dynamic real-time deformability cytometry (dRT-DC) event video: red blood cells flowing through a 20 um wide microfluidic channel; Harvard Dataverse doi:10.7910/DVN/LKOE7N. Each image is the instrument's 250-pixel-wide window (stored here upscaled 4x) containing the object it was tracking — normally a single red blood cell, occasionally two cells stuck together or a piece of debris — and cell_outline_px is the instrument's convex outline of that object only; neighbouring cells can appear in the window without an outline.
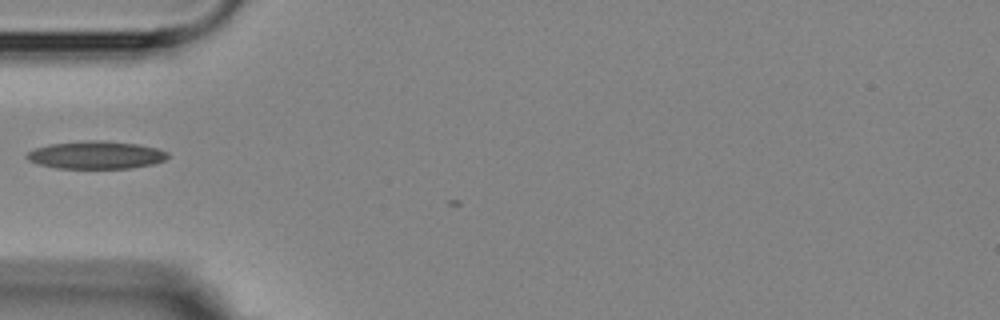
{"species": "Egyptian fruit bat (a non-hibernating species)", "species_latin": "Rousettus aegyptiacus", "temperature_condition": "room temperature", "stored_images_in_passage": 2, "camera_frame_rate_fps": 3000, "um_per_image_px": 0.085, "animal": {"sex": "female"}, "frame": {"image": 1, "passage_image": 1, "time_ms": 0.0, "image_size_px": [1000, 320], "cell_outline_px": [[168, 156], [164, 160], [152, 164], [132, 168], [56, 168], [40, 164], [28, 160], [24, 156], [28, 152], [36, 148], [48, 144], [88, 140], [100, 140], [136, 144], [156, 148], [168, 152]], "centroid_in_image_um": [8.14, 13.17], "position_along_channel_um": 76.9, "area_um2": 22.66}}
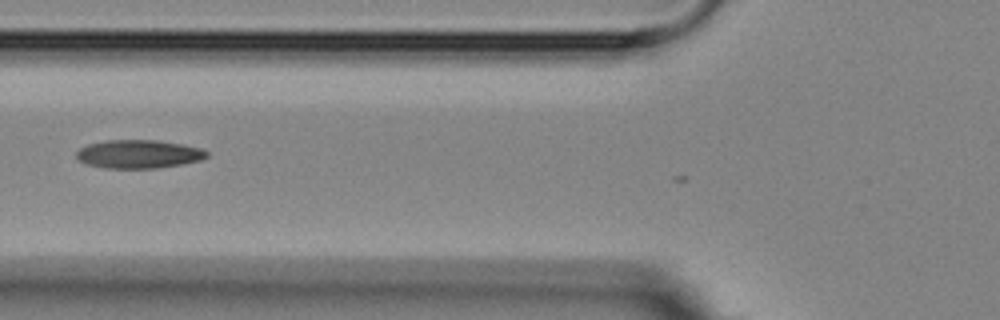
{"frame": {"image": 2, "passage_image": 2, "time_ms": 1.0, "image_size_px": [1000, 320], "cell_outline_px": [[208, 156], [200, 160], [180, 164], [156, 168], [104, 168], [84, 164], [76, 156], [76, 152], [80, 148], [88, 144], [108, 140], [160, 140], [200, 148], [208, 152]], "centroid_in_image_um": [11.75, 13.09], "position_along_channel_um": 114.0, "area_um2": 21.5}}